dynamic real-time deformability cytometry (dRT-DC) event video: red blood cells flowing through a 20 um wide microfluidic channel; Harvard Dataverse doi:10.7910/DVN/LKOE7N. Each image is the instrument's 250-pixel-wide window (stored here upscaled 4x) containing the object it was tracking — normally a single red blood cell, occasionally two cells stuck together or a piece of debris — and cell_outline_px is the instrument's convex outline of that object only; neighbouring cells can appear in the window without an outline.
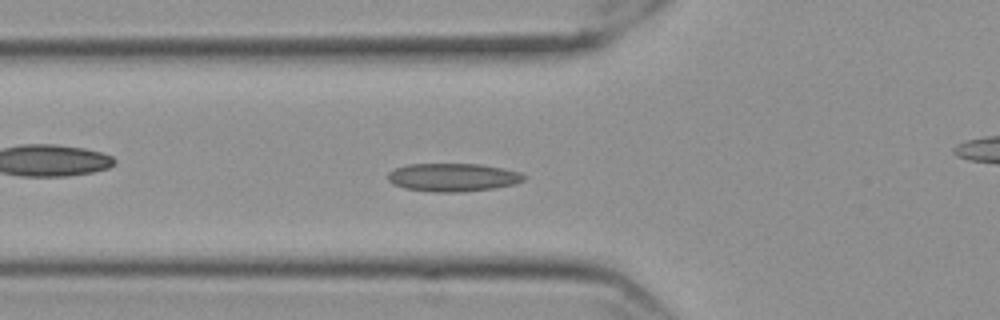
{"species": "Egyptian fruit bat (a non-hibernating species)", "species_latin": "Rousettus aegyptiacus", "temperature_condition": "cold", "stored_images_in_passage": 55, "camera_frame_rate_fps": 3000, "um_per_image_px": 0.085, "frame": {"image": 1, "passage_image": 17, "time_ms": 5.333, "image_size_px": [1000, 320], "cell_outline_px": [[528, 176], [524, 180], [516, 184], [492, 188], [460, 192], [432, 192], [404, 188], [392, 184], [388, 180], [388, 172], [396, 168], [408, 164], [480, 164], [520, 172]], "centroid_in_image_um": [38.49, 15.08], "position_along_channel_um": 87.3, "area_um2": 22.37}}
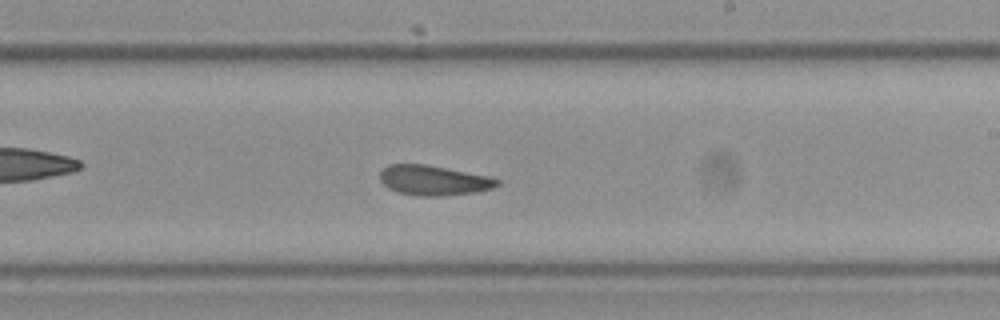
{"frame": {"image": 2, "passage_image": 31, "time_ms": 10.0, "image_size_px": [1000, 320], "cell_outline_px": [[500, 184], [492, 188], [476, 192], [444, 196], [416, 196], [396, 192], [388, 188], [380, 180], [380, 172], [388, 164], [424, 164], [488, 176], [500, 180]], "centroid_in_image_um": [36.84, 15.34], "position_along_channel_um": 252.2, "area_um2": 20.46}}
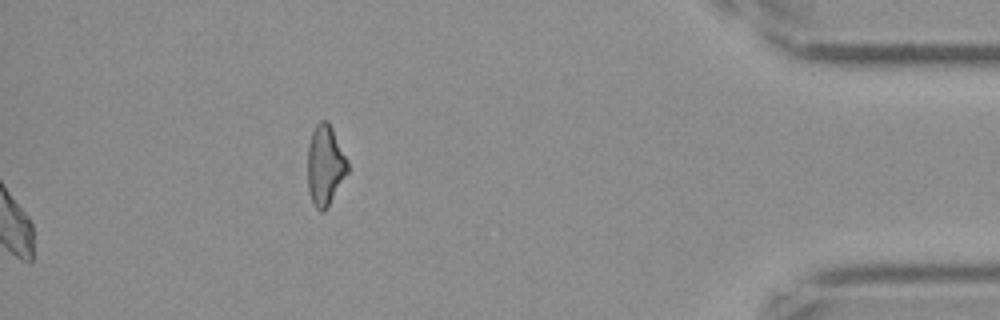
{"frame": {"image": 3, "passage_image": 55, "time_ms": 18.0, "image_size_px": [1000, 320], "cell_outline_px": [[348, 172], [324, 212], [320, 212], [316, 208], [312, 200], [308, 188], [308, 144], [312, 132], [316, 124], [320, 120], [328, 120], [348, 160]], "centroid_in_image_um": [27.64, 14.02], "position_along_channel_um": 407.6, "area_um2": 18.61}, "authors_computed_cell_mechanics": {"area_um2": 20.6346, "velocity_mm_per_s": 3.5191, "shape_relaxation_time_tau1_ms": null, "shape_relaxation_time_tau2_ms": 3.8757, "deformation_change_tau1": null, "deformation_change_tau2": 0.1069}}